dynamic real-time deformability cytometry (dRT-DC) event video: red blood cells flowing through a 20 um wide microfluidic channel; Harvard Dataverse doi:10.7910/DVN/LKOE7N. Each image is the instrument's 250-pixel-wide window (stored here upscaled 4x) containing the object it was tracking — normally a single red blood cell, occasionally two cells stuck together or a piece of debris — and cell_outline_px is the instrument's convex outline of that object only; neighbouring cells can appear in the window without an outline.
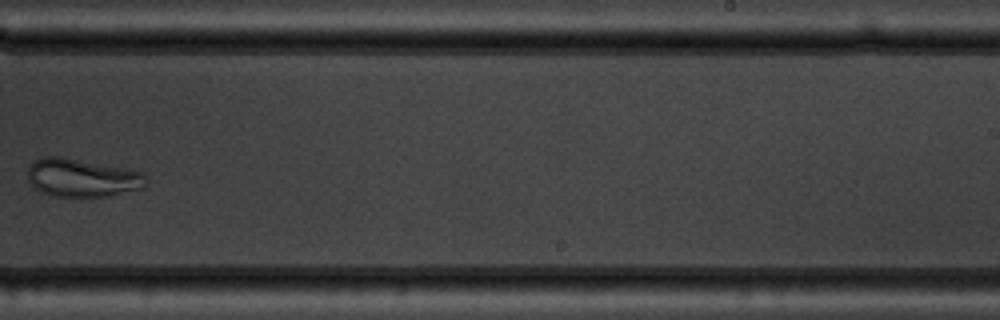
{"species": "common noctule bat (a hibernating species)", "species_latin": "Nyctalus noctula", "temperature_condition": "warm", "stored_images_in_passage": 9, "camera_frame_rate_fps": 3000, "um_per_image_px": 0.085, "animal": {"sex": "male", "body_mass_g": 19.5, "forearm_length_mm": 54.6}, "frame": {"image": 1, "passage_image": 8, "time_ms": 9.0, "image_size_px": [1000, 320], "cell_outline_px": [[144, 188], [112, 196], [88, 200], [52, 196], [40, 192], [28, 180], [28, 164], [32, 160], [40, 156], [60, 156], [124, 168], [144, 172]], "centroid_in_image_um": [6.93, 15.15], "position_along_channel_um": 282.1, "area_um2": 27.34}}